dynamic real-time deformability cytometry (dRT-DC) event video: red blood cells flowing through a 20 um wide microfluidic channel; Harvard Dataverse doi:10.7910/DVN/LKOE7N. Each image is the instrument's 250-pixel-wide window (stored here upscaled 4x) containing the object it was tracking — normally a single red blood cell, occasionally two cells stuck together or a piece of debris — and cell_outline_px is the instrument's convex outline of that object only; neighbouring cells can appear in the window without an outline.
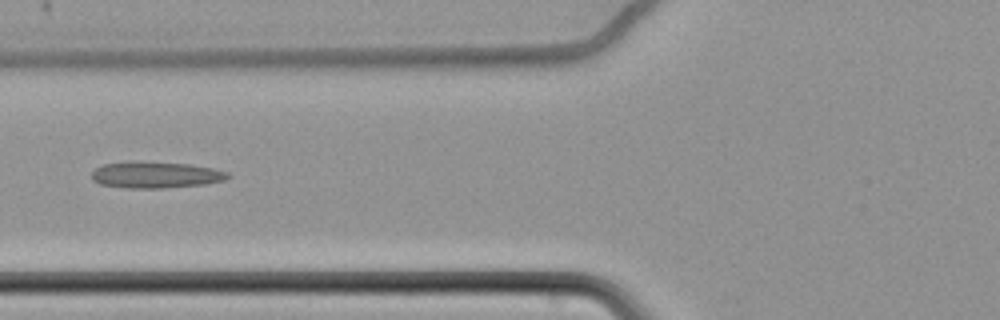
{"species": "common noctule bat (a hibernating species)", "species_latin": "Nyctalus noctula", "temperature_condition": "cold", "stored_images_in_passage": 8, "camera_frame_rate_fps": 3000, "um_per_image_px": 0.085, "animal": {"sex": "female", "body_mass_g": 22.7, "forearm_length_mm": 54.2}, "frame": {"image": 1, "passage_image": 8, "time_ms": 2.333, "image_size_px": [1000, 320], "cell_outline_px": [[232, 176], [224, 180], [204, 184], [164, 188], [124, 188], [100, 184], [92, 180], [92, 172], [96, 168], [104, 164], [128, 160], [132, 160], [192, 164], [212, 168], [228, 172]], "centroid_in_image_um": [13.21, 14.85], "position_along_channel_um": 112.6, "area_um2": 21.33}}